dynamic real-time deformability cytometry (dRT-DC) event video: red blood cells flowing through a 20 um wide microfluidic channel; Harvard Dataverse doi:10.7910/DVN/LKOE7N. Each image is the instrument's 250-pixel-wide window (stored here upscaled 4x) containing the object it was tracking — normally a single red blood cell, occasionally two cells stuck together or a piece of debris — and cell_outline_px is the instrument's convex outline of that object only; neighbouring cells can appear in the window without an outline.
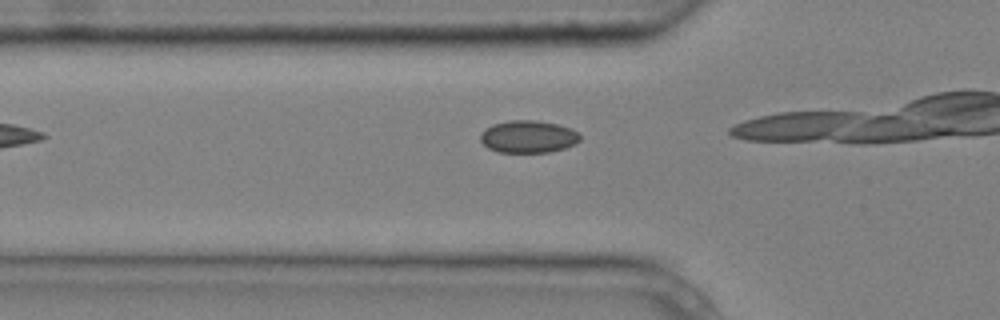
{"species": "common noctule bat (a hibernating species)", "species_latin": "Nyctalus noctula", "temperature_condition": "cold", "stored_images_in_passage": 3, "camera_frame_rate_fps": 3000, "um_per_image_px": 0.085, "animal": {"sex": "male", "body_mass_g": 20.4}, "frame": {"image": 1, "passage_image": 3, "time_ms": 0.667, "image_size_px": [1000, 320], "cell_outline_px": [[580, 140], [576, 144], [564, 148], [548, 152], [496, 152], [488, 148], [480, 140], [480, 136], [492, 124], [508, 120], [536, 120], [556, 124], [572, 128], [580, 132]], "centroid_in_image_um": [44.94, 11.61], "position_along_channel_um": 80.9, "area_um2": 18.84}}